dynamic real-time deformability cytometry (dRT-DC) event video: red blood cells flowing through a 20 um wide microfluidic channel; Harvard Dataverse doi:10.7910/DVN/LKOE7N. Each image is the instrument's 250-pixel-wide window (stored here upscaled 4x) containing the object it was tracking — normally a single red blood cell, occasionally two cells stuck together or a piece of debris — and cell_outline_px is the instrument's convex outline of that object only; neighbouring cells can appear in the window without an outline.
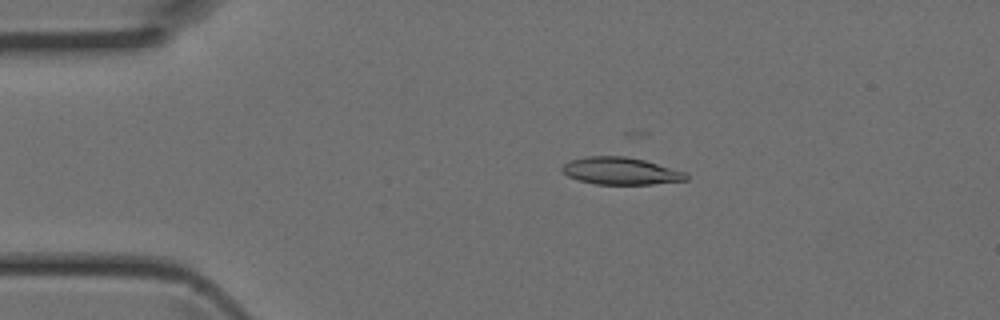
{"species": "Egyptian fruit bat (a non-hibernating species)", "species_latin": "Rousettus aegyptiacus", "temperature_condition": "room temperature", "stored_images_in_passage": 45, "camera_frame_rate_fps": 3000, "um_per_image_px": 0.085, "animal": {"sex": "female"}, "frame": {"image": 1, "passage_image": 9, "time_ms": 2.667, "image_size_px": [1000, 320], "cell_outline_px": [[688, 180], [652, 184], [596, 184], [580, 180], [568, 176], [560, 168], [564, 164], [572, 160], [588, 156], [624, 156], [644, 160], [684, 172], [688, 176]], "centroid_in_image_um": [52.76, 14.53], "position_along_channel_um": 32.2, "area_um2": 19.36}}
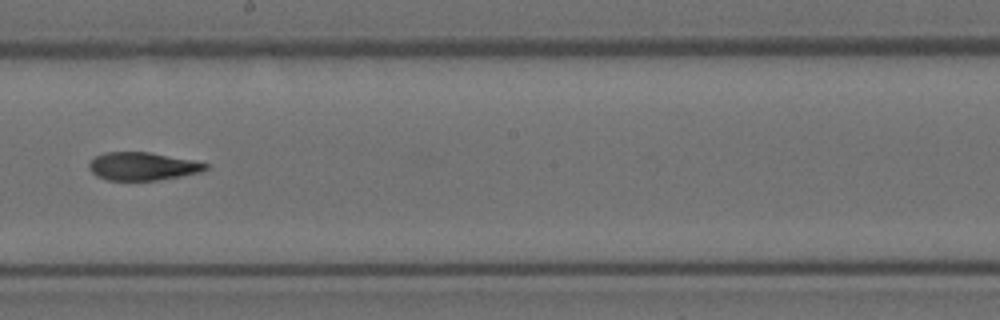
{"frame": {"image": 2, "passage_image": 25, "time_ms": 8.0, "image_size_px": [1000, 320], "cell_outline_px": [[208, 168], [200, 172], [180, 176], [156, 180], [108, 180], [96, 176], [88, 168], [88, 164], [96, 156], [104, 152], [148, 152], [192, 160], [208, 164]], "centroid_in_image_um": [12.08, 14.13], "position_along_channel_um": 236.1, "area_um2": 18.84}}
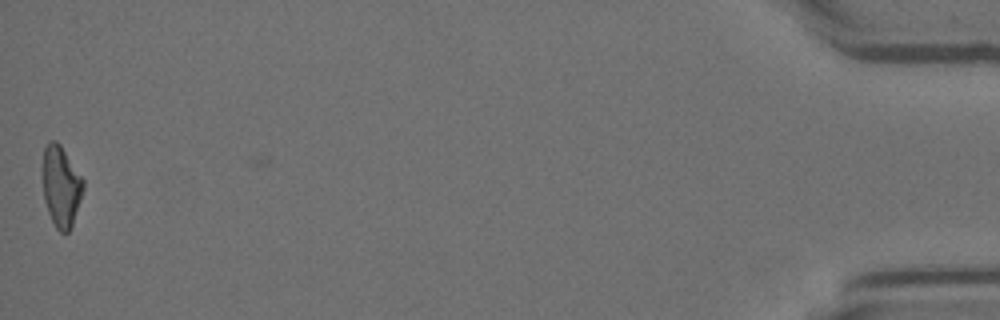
{"frame": {"image": 3, "passage_image": 44, "time_ms": 14.333, "image_size_px": [1000, 320], "cell_outline_px": [[84, 188], [72, 224], [68, 232], [60, 232], [56, 228], [48, 212], [44, 200], [44, 148], [48, 140], [56, 140], [60, 144], [84, 180]], "centroid_in_image_um": [5.2, 15.82], "position_along_channel_um": 430.0, "area_um2": 18.73}}